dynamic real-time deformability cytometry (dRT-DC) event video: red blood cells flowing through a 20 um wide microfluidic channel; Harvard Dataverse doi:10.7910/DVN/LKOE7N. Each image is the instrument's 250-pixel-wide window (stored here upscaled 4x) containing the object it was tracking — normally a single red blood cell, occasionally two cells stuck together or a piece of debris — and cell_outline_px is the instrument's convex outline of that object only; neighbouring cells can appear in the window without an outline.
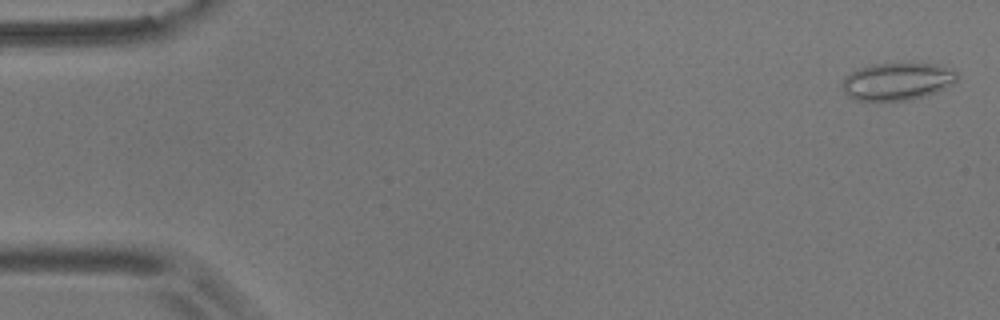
{"species": "common noctule bat (a hibernating species)", "species_latin": "Nyctalus noctula", "temperature_condition": "room temperature", "stored_images_in_passage": 50, "camera_frame_rate_fps": 3000, "um_per_image_px": 0.085, "animal": {"sex": "male", "body_mass_g": 17.9}, "frame": {"image": 1, "passage_image": 2, "time_ms": 0.333, "image_size_px": [1000, 320], "cell_outline_px": [[960, 76], [956, 80], [944, 88], [936, 92], [924, 96], [908, 100], [856, 100], [848, 96], [844, 92], [840, 84], [844, 76], [860, 68], [872, 64], [936, 64], [952, 68]], "centroid_in_image_um": [76.25, 6.92], "position_along_channel_um": 8.8, "area_um2": 24.97}}
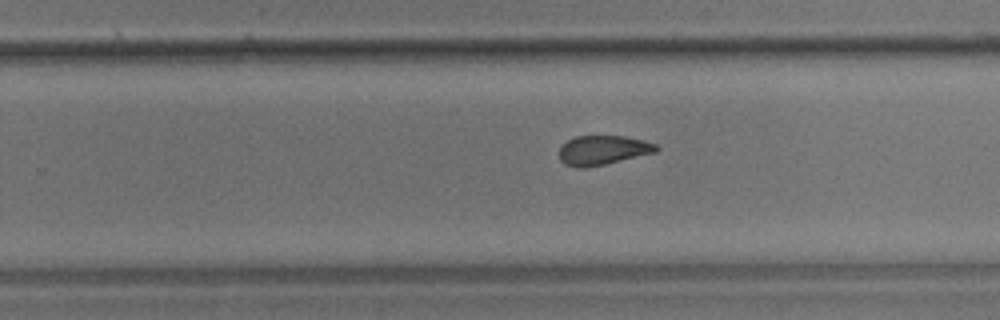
{"frame": {"image": 2, "passage_image": 35, "time_ms": 11.333, "image_size_px": [1000, 320], "cell_outline_px": [[660, 148], [656, 152], [604, 164], [584, 168], [580, 168], [564, 164], [560, 160], [560, 148], [568, 140], [576, 136], [624, 136], [644, 140], [656, 144]], "centroid_in_image_um": [51.26, 12.76], "position_along_channel_um": 278.5, "area_um2": 16.47}}
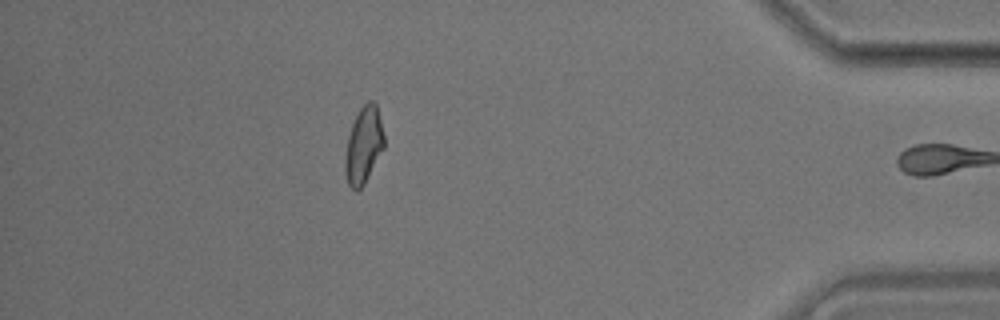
{"frame": {"image": 3, "passage_image": 49, "time_ms": 16.0, "image_size_px": [1000, 320], "cell_outline_px": [[384, 148], [364, 184], [356, 192], [348, 184], [344, 172], [344, 160], [348, 136], [352, 124], [360, 108], [368, 100], [372, 100], [376, 104], [384, 136]], "centroid_in_image_um": [30.89, 12.37], "position_along_channel_um": 404.3, "area_um2": 17.34}, "authors_computed_cell_mechanics": {"area_um2": 17.7157, "velocity_mm_per_s": 3.6504, "shape_relaxation_time_tau1_ms": 7.2134, "shape_relaxation_time_tau2_ms": 2.2335, "deformation_change_tau1": 0.1519, "deformation_change_tau2": 0.0908}}